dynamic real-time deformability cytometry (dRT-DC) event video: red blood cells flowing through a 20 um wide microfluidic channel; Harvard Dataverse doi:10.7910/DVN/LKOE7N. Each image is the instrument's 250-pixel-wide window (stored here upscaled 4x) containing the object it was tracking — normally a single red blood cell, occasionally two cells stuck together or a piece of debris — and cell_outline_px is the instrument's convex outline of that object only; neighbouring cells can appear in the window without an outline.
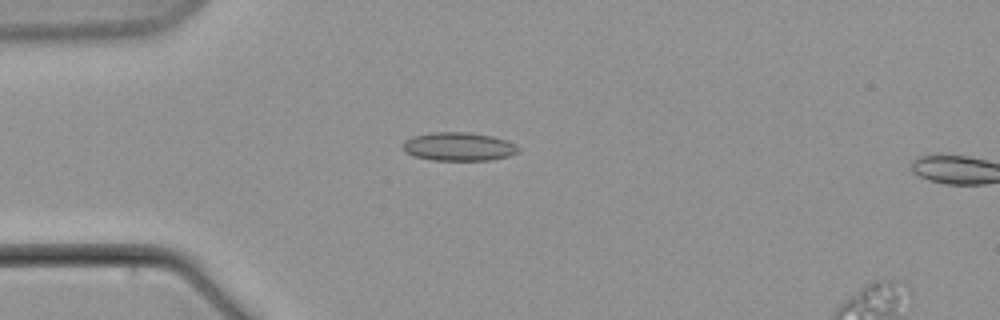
{"species": "common noctule bat (a hibernating species)", "species_latin": "Nyctalus noctula", "temperature_condition": "warm", "stored_images_in_passage": 6, "camera_frame_rate_fps": 3000, "um_per_image_px": 0.085, "animal": {"sex": "male", "body_mass_g": 21.5, "forearm_length_mm": 52.0}, "frame": {"image": 1, "passage_image": 5, "time_ms": 4.667, "image_size_px": [1000, 320], "cell_outline_px": [[520, 152], [512, 156], [488, 160], [432, 160], [412, 156], [404, 152], [404, 140], [412, 136], [432, 132], [472, 132], [492, 136], [516, 144], [520, 148]], "centroid_in_image_um": [39.0, 12.46], "position_along_channel_um": 46.0, "area_um2": 19.42}}